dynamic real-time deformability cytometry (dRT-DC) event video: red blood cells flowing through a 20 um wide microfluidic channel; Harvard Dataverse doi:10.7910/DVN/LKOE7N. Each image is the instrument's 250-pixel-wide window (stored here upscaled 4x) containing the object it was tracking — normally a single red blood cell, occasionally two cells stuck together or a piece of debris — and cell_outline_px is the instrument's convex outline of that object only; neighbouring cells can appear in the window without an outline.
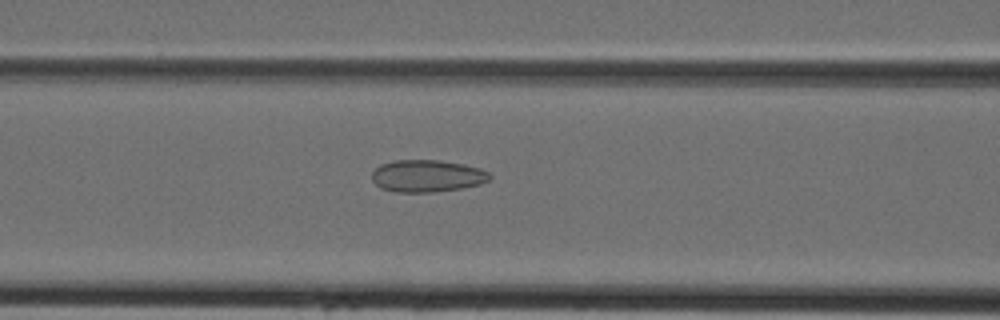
{"species": "Egyptian fruit bat (a non-hibernating species)", "species_latin": "Rousettus aegyptiacus", "temperature_condition": "cold", "stored_images_in_passage": 44, "camera_frame_rate_fps": 3000, "um_per_image_px": 0.085, "animal": {"sex": "female"}, "frame": {"image": 1, "passage_image": 18, "time_ms": 5.667, "image_size_px": [1000, 320], "cell_outline_px": [[492, 176], [488, 180], [480, 184], [460, 188], [432, 192], [396, 192], [380, 188], [372, 180], [372, 172], [380, 164], [396, 160], [440, 160], [464, 164], [480, 168], [488, 172]], "centroid_in_image_um": [36.29, 14.95], "position_along_channel_um": 130.3, "area_um2": 22.08}}
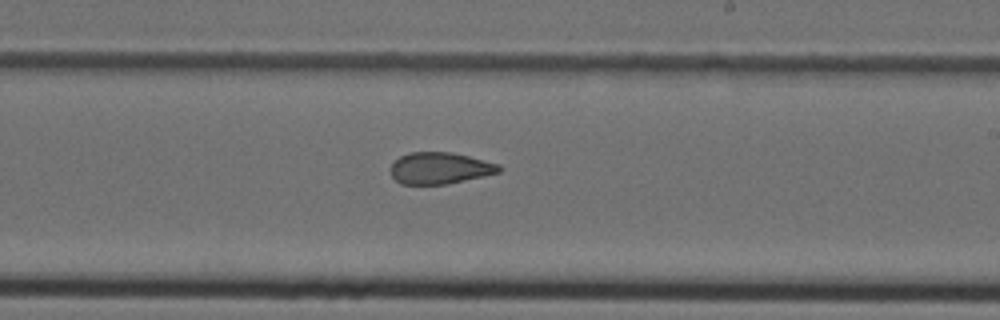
{"frame": {"image": 2, "passage_image": 26, "time_ms": 8.333, "image_size_px": [1000, 320], "cell_outline_px": [[500, 172], [484, 176], [448, 184], [400, 184], [392, 176], [392, 164], [400, 156], [412, 152], [448, 152], [468, 156], [500, 164]], "centroid_in_image_um": [37.4, 14.3], "position_along_channel_um": 251.6, "area_um2": 19.77}}
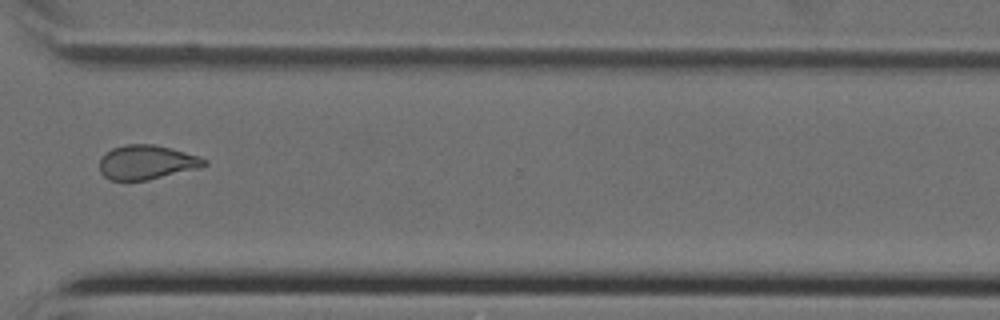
{"frame": {"image": 3, "passage_image": 33, "time_ms": 10.667, "image_size_px": [1000, 320], "cell_outline_px": [[208, 164], [200, 168], [148, 180], [108, 180], [100, 172], [100, 160], [112, 148], [128, 144], [152, 144], [200, 156], [208, 160]], "centroid_in_image_um": [12.5, 13.81], "position_along_channel_um": 358.1, "area_um2": 20.81}}